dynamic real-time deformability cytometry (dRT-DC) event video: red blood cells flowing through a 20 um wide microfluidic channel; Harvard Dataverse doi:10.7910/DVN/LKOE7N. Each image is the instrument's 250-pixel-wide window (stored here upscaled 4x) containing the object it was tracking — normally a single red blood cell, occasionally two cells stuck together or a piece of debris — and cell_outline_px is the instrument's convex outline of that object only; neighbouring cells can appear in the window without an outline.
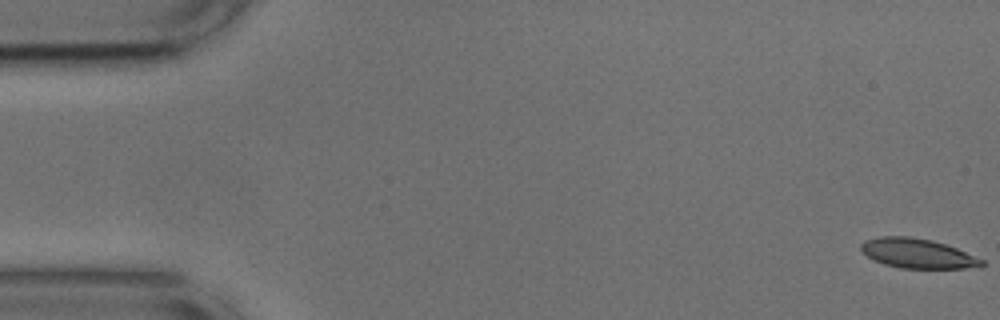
{"species": "common noctule bat (a hibernating species)", "species_latin": "Nyctalus noctula", "temperature_condition": "cold", "stored_images_in_passage": 53, "camera_frame_rate_fps": 3000, "um_per_image_px": 0.085, "animal": {"sex": "male", "body_mass_g": 17.9, "forearm_length_mm": 54.2}, "frame": {"image": 1, "passage_image": 1, "time_ms": 0.0, "image_size_px": [1000, 320], "cell_outline_px": [[984, 264], [964, 268], [900, 268], [884, 264], [868, 256], [860, 248], [860, 244], [864, 240], [880, 236], [908, 236], [932, 240], [956, 248], [984, 260]], "centroid_in_image_um": [77.95, 21.53], "position_along_channel_um": 7.1, "area_um2": 20.52}}
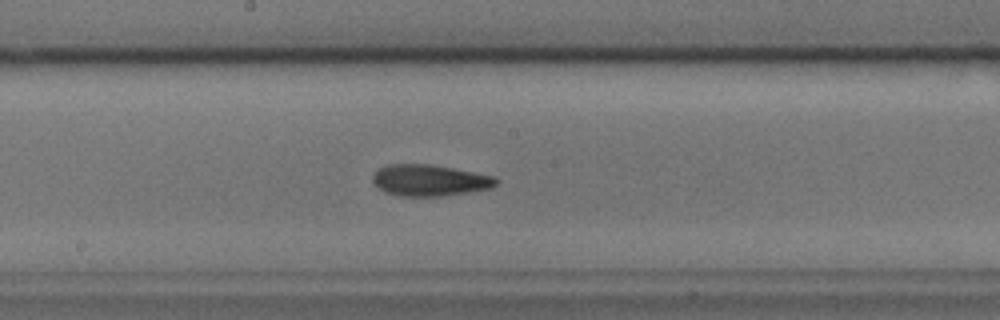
{"frame": {"image": 2, "passage_image": 28, "time_ms": 9.0, "image_size_px": [1000, 320], "cell_outline_px": [[500, 180], [496, 184], [488, 188], [440, 196], [400, 196], [388, 192], [380, 188], [372, 180], [372, 176], [380, 168], [388, 164], [432, 164], [496, 176]], "centroid_in_image_um": [36.53, 15.31], "position_along_channel_um": 211.7, "area_um2": 22.25}}
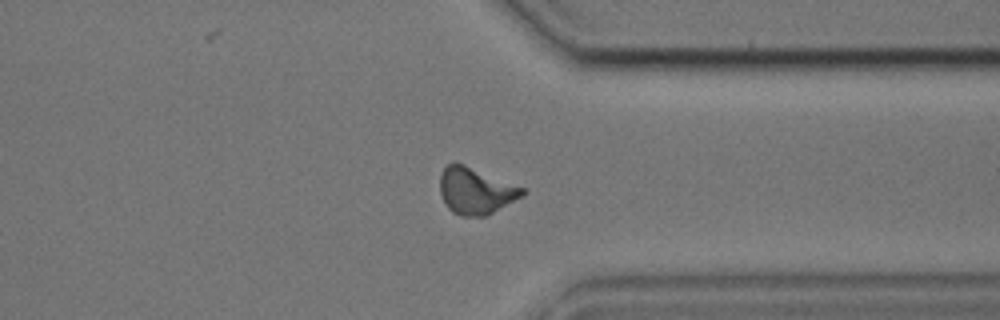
{"frame": {"image": 3, "passage_image": 41, "time_ms": 13.333, "image_size_px": [1000, 320], "cell_outline_px": [[524, 196], [484, 216], [460, 216], [452, 212], [448, 208], [440, 192], [440, 172], [452, 160], [464, 164], [524, 188]], "centroid_in_image_um": [40.4, 16.2], "position_along_channel_um": 371.0, "area_um2": 22.25}, "authors_computed_cell_mechanics": {"area_um2": 21.7328, "velocity_mm_per_s": 3.7353, "shape_relaxation_time_tau1_ms": 5.6167, "shape_relaxation_time_tau2_ms": 3.6466, "deformation_change_tau1": 0.1527, "deformation_change_tau2": 0.115}}